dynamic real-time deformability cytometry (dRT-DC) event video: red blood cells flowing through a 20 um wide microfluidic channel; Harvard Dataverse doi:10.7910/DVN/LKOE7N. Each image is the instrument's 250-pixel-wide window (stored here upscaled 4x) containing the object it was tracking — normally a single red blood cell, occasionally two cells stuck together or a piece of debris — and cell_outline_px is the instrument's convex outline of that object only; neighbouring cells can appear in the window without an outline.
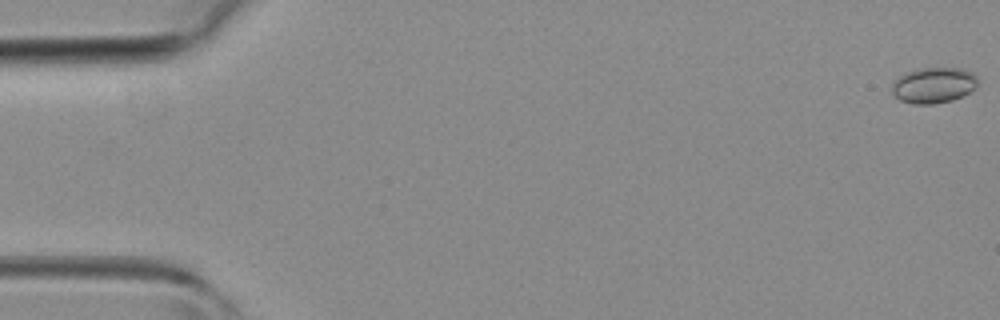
{"species": "common noctule bat (a hibernating species)", "species_latin": "Nyctalus noctula", "temperature_condition": "room temperature", "stored_images_in_passage": 43, "camera_frame_rate_fps": 3000, "um_per_image_px": 0.085, "animal": {"sex": "female", "body_mass_g": 19.3, "forearm_length_mm": 54.1}, "frame": {"image": 1, "passage_image": 1, "time_ms": 0.0, "image_size_px": [1000, 320], "cell_outline_px": [[976, 84], [968, 92], [952, 100], [932, 104], [912, 104], [900, 100], [892, 92], [892, 84], [900, 76], [916, 68], [960, 68], [972, 72], [976, 76]], "centroid_in_image_um": [79.32, 7.24], "position_along_channel_um": 5.7, "area_um2": 17.57}}
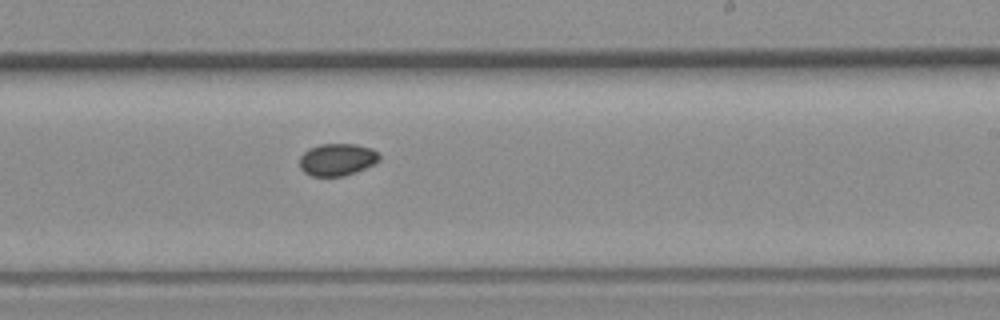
{"frame": {"image": 2, "passage_image": 26, "time_ms": 8.333, "image_size_px": [1000, 320], "cell_outline_px": [[380, 160], [356, 172], [344, 176], [312, 176], [304, 172], [300, 168], [300, 156], [308, 148], [320, 144], [356, 144], [372, 148], [380, 156]], "centroid_in_image_um": [28.64, 13.56], "position_along_channel_um": 260.4, "area_um2": 14.97}}
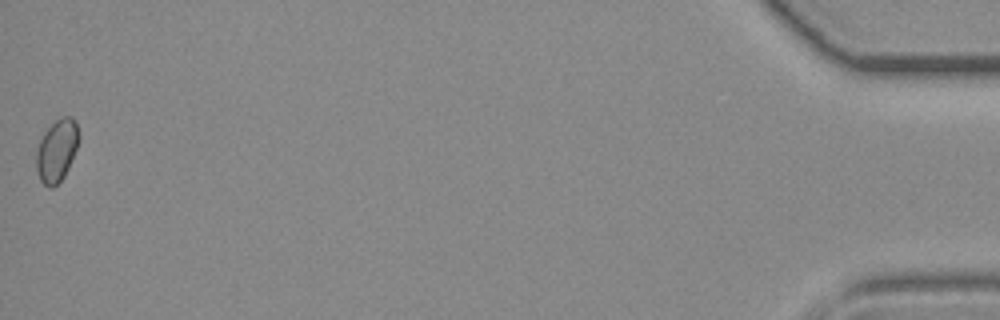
{"frame": {"image": 3, "passage_image": 43, "time_ms": 14.0, "image_size_px": [1000, 320], "cell_outline_px": [[80, 136], [76, 148], [68, 168], [64, 176], [52, 188], [48, 188], [40, 180], [36, 172], [36, 152], [40, 140], [44, 132], [60, 116], [72, 116], [76, 120]], "centroid_in_image_um": [4.82, 12.77], "position_along_channel_um": 430.4, "area_um2": 15.49}}